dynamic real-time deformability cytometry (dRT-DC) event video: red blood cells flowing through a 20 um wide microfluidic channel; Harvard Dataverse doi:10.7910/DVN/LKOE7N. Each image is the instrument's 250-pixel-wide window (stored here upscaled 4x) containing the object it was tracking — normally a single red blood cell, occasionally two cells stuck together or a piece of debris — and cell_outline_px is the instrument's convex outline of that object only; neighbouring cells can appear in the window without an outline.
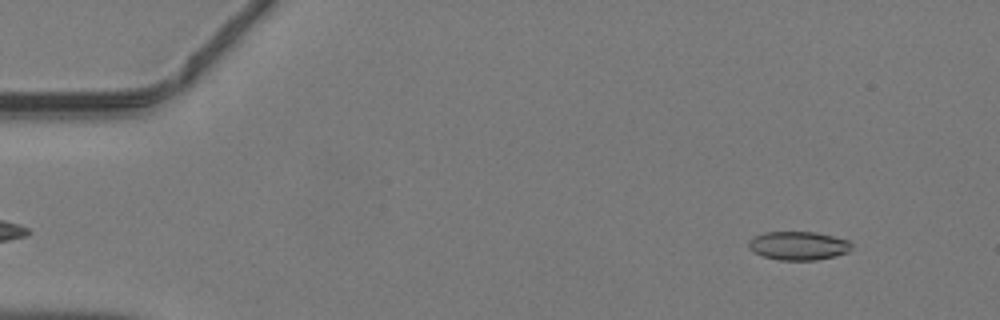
{"species": "common noctule bat (a hibernating species)", "species_latin": "Nyctalus noctula", "temperature_condition": "warm", "stored_images_in_passage": 44, "camera_frame_rate_fps": 3000, "um_per_image_px": 0.085, "animal": {"sex": "male", "body_mass_g": 19.2, "forearm_length_mm": 51.8}, "frame": {"image": 1, "passage_image": 2, "time_ms": 0.333, "image_size_px": [1000, 320], "cell_outline_px": [[852, 248], [848, 252], [816, 260], [780, 260], [764, 256], [752, 252], [748, 248], [748, 240], [752, 236], [764, 232], [816, 232], [848, 240], [852, 244]], "centroid_in_image_um": [67.81, 20.88], "position_along_channel_um": 17.2, "area_um2": 17.22}}
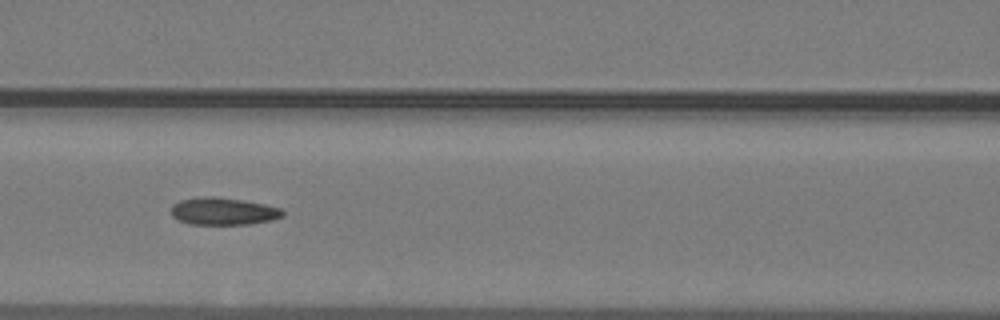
{"frame": {"image": 2, "passage_image": 18, "time_ms": 5.667, "image_size_px": [1000, 320], "cell_outline_px": [[284, 216], [272, 220], [248, 224], [192, 224], [180, 220], [172, 216], [172, 204], [180, 200], [204, 196], [216, 196], [244, 200], [264, 204], [280, 208], [284, 212]], "centroid_in_image_um": [18.99, 17.95], "position_along_channel_um": 147.6, "area_um2": 17.74}}
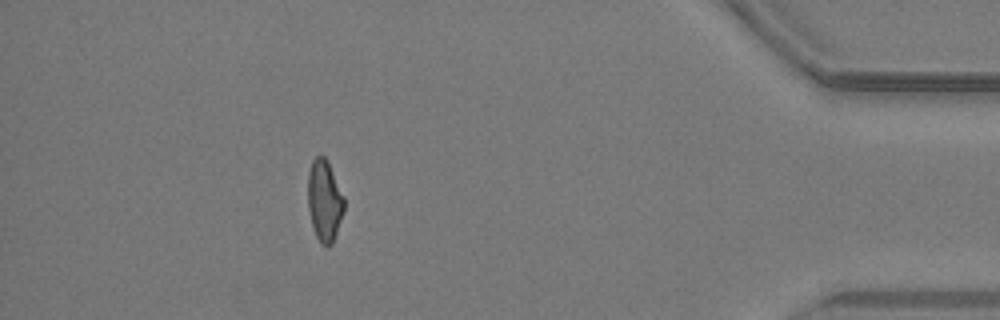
{"frame": {"image": 3, "passage_image": 39, "time_ms": 12.667, "image_size_px": [1000, 320], "cell_outline_px": [[344, 212], [332, 244], [328, 248], [320, 244], [316, 236], [312, 224], [308, 208], [308, 172], [312, 160], [316, 156], [324, 156], [328, 160], [344, 196]], "centroid_in_image_um": [27.58, 17.06], "position_along_channel_um": 407.6, "area_um2": 17.4}}